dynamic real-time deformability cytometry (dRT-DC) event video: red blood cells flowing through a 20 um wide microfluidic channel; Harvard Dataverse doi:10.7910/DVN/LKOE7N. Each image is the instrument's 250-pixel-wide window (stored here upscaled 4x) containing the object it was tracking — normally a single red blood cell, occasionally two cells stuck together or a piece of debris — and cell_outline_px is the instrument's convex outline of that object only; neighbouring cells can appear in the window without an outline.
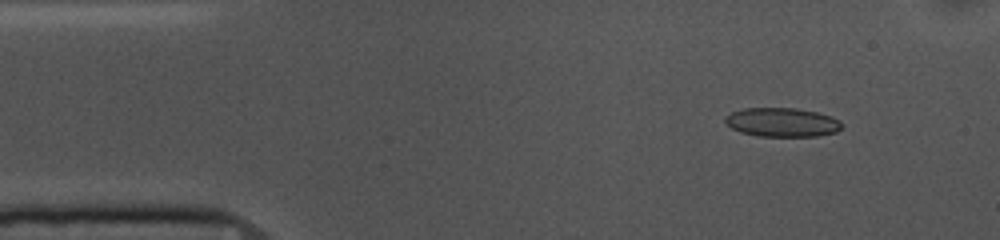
{"species": "common noctule bat (a hibernating species)", "species_latin": "Nyctalus noctula", "temperature_condition": "cold", "stored_images_in_passage": 18, "camera_frame_rate_fps": 3000, "um_per_image_px": 0.085, "animal": {"sex": "female", "body_mass_g": 10.0, "forearm_length_mm": 53.1}, "frame": {"image": 1, "passage_image": 2, "time_ms": 0.333, "image_size_px": [1000, 240], "cell_outline_px": [[840, 128], [836, 132], [820, 136], [756, 136], [740, 132], [732, 128], [724, 120], [724, 116], [732, 112], [744, 108], [796, 108], [816, 112], [832, 116], [840, 120]], "centroid_in_image_um": [66.47, 10.39], "position_along_channel_um": 18.5, "area_um2": 19.71}}
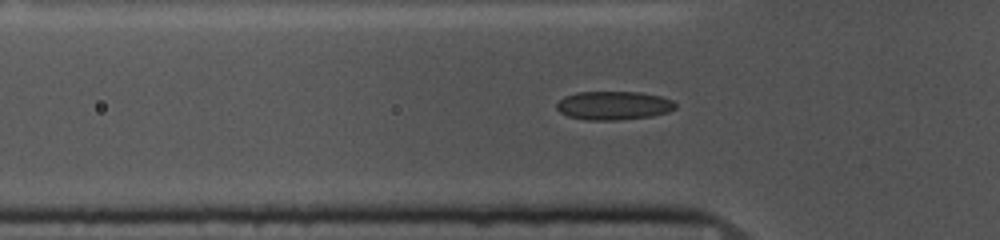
{"frame": {"image": 2, "passage_image": 12, "time_ms": 3.667, "image_size_px": [1000, 240], "cell_outline_px": [[676, 108], [668, 112], [652, 116], [616, 120], [584, 120], [568, 116], [560, 112], [556, 108], [556, 104], [564, 96], [576, 92], [640, 92], [660, 96], [672, 100], [676, 104]], "centroid_in_image_um": [52.14, 8.97], "position_along_channel_um": 73.7, "area_um2": 19.88}}
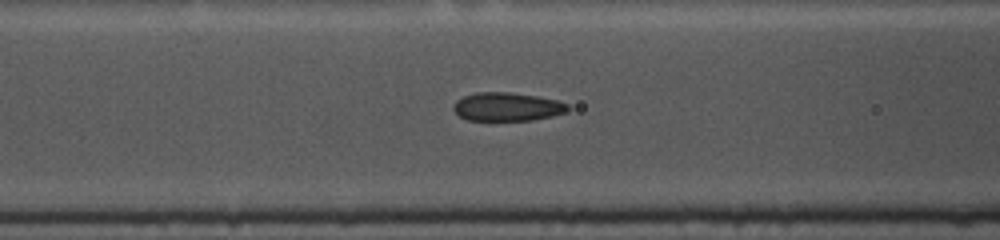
{"frame": {"image": 3, "passage_image": 16, "time_ms": 5.0, "image_size_px": [1000, 240], "cell_outline_px": [[572, 108], [568, 112], [552, 116], [532, 120], [468, 120], [460, 116], [452, 108], [456, 100], [464, 96], [476, 92], [512, 92], [536, 96], [556, 100], [568, 104]], "centroid_in_image_um": [43.14, 9.07], "position_along_channel_um": 123.5, "area_um2": 19.07}}